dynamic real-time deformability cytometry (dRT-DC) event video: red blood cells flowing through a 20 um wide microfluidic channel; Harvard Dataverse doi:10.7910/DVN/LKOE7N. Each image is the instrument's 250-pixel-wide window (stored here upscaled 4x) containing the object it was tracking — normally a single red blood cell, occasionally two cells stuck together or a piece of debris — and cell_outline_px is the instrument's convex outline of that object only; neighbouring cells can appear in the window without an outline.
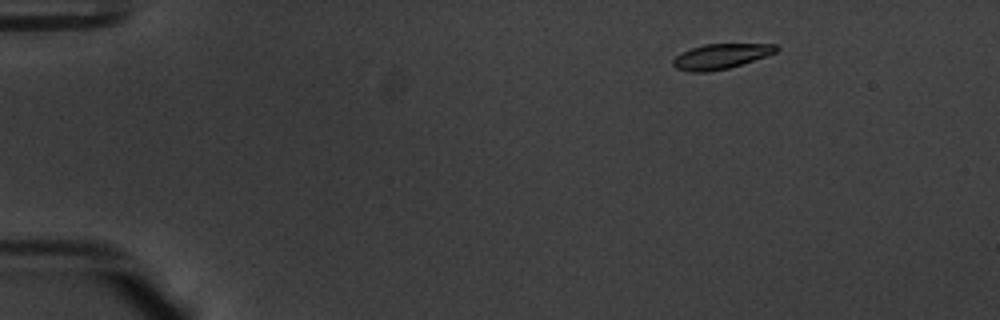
{"species": "common noctule bat (a hibernating species)", "species_latin": "Nyctalus noctula", "temperature_condition": "warm", "stored_images_in_passage": 17, "camera_frame_rate_fps": 3000, "um_per_image_px": 0.085, "animal": {"sex": "male", "body_mass_g": 20.1, "forearm_length_mm": 53.5}, "frame": {"image": 1, "passage_image": 7, "time_ms": 2.0, "image_size_px": [1000, 320], "cell_outline_px": [[780, 48], [776, 52], [728, 68], [708, 72], [688, 72], [676, 68], [672, 64], [672, 60], [676, 56], [692, 48], [704, 44], [776, 44]], "centroid_in_image_um": [61.24, 4.79], "position_along_channel_um": 23.8, "area_um2": 14.85}}